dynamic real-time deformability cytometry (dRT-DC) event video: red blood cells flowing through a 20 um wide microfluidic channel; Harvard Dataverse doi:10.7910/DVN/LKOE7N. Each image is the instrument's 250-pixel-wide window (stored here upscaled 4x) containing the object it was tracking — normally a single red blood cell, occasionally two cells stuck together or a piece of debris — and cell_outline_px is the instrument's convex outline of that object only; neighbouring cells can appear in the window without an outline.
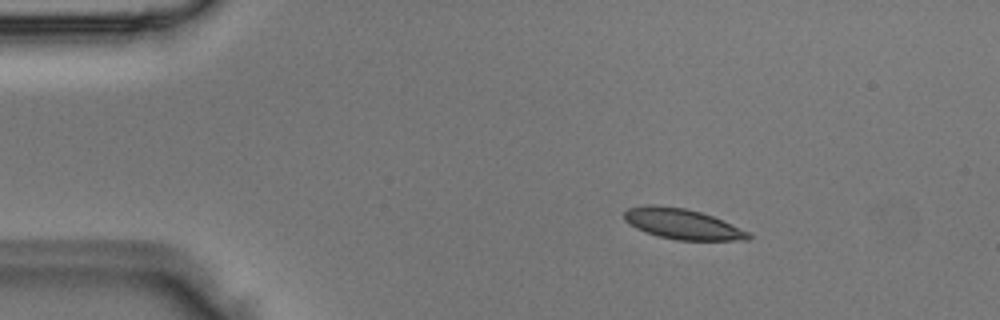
{"species": "Egyptian fruit bat (a non-hibernating species)", "species_latin": "Rousettus aegyptiacus", "temperature_condition": "room temperature", "stored_images_in_passage": 6, "camera_frame_rate_fps": 3000, "um_per_image_px": 0.085, "animal": {"sex": "male"}, "frame": {"image": 1, "passage_image": 2, "time_ms": 0.333, "image_size_px": [1000, 320], "cell_outline_px": [[752, 236], [748, 240], [676, 240], [660, 236], [636, 228], [628, 224], [624, 220], [624, 212], [628, 208], [648, 204], [656, 204], [684, 208], [700, 212], [712, 216], [748, 232]], "centroid_in_image_um": [57.95, 19.03], "position_along_channel_um": 27.0, "area_um2": 21.79}}
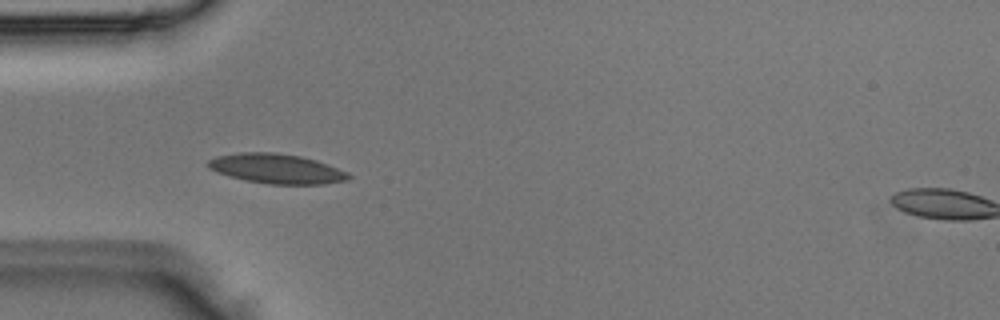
{"frame": {"image": 2, "passage_image": 4, "time_ms": 1.0, "image_size_px": [1000, 320], "cell_outline_px": [[352, 176], [348, 180], [324, 184], [268, 184], [244, 180], [216, 172], [208, 168], [204, 164], [208, 160], [216, 156], [240, 152], [272, 152], [300, 156], [316, 160], [328, 164], [348, 172]], "centroid_in_image_um": [23.49, 14.34], "position_along_channel_um": 61.5, "area_um2": 24.51}}